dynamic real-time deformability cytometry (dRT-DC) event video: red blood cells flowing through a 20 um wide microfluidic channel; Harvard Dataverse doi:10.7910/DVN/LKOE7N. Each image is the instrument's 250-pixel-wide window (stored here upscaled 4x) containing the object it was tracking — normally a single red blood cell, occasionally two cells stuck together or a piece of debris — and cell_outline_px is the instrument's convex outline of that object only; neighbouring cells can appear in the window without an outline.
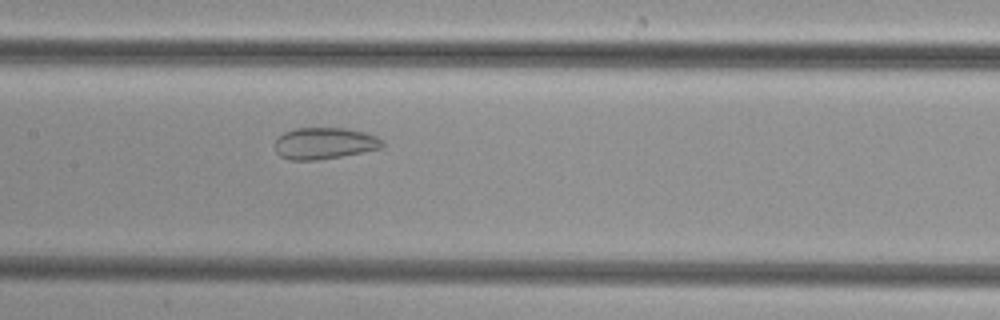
{"species": "common noctule bat (a hibernating species)", "species_latin": "Nyctalus noctula", "temperature_condition": "cold", "stored_images_in_passage": 47, "camera_frame_rate_fps": 3000, "um_per_image_px": 0.085, "animal": {"sex": "female", "body_mass_g": 29.2, "forearm_length_mm": 56.3}, "frame": {"image": 1, "passage_image": 25, "time_ms": 8.0, "image_size_px": [1000, 320], "cell_outline_px": [[384, 144], [380, 148], [340, 156], [316, 160], [292, 160], [280, 156], [276, 152], [276, 140], [284, 132], [296, 128], [344, 128], [364, 132], [376, 136], [384, 140]], "centroid_in_image_um": [27.57, 12.17], "position_along_channel_um": 179.8, "area_um2": 19.54}}
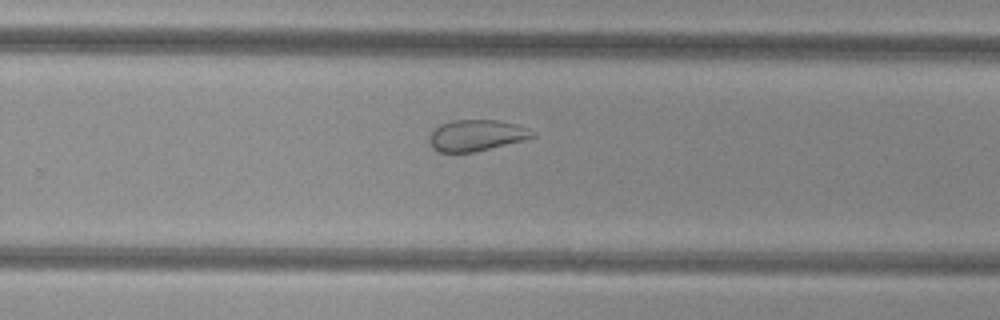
{"frame": {"image": 2, "passage_image": 33, "time_ms": 10.667, "image_size_px": [1000, 320], "cell_outline_px": [[536, 136], [524, 140], [472, 152], [436, 152], [432, 148], [428, 140], [428, 136], [440, 124], [452, 120], [496, 120], [516, 124], [528, 128], [536, 132]], "centroid_in_image_um": [40.48, 11.5], "position_along_channel_um": 289.3, "area_um2": 18.79}}
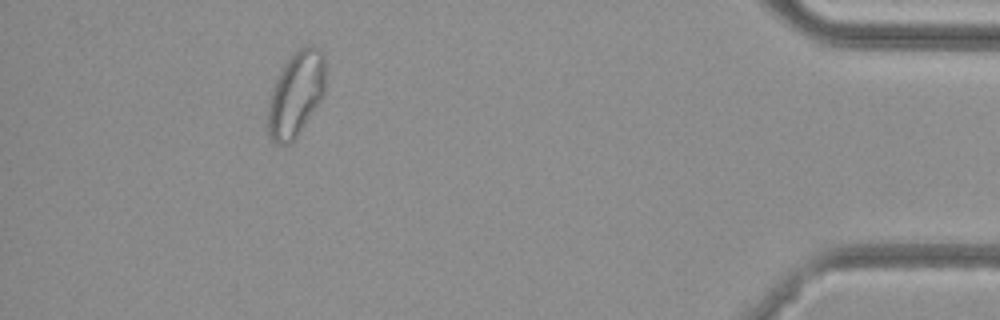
{"frame": {"image": 3, "passage_image": 46, "time_ms": 15.0, "image_size_px": [1000, 320], "cell_outline_px": [[324, 92], [320, 100], [300, 132], [288, 144], [276, 144], [272, 140], [268, 132], [268, 104], [272, 88], [284, 64], [296, 48], [304, 44], [312, 44], [320, 48], [324, 52]], "centroid_in_image_um": [25.16, 7.93], "position_along_channel_um": 410.0, "area_um2": 28.5}}